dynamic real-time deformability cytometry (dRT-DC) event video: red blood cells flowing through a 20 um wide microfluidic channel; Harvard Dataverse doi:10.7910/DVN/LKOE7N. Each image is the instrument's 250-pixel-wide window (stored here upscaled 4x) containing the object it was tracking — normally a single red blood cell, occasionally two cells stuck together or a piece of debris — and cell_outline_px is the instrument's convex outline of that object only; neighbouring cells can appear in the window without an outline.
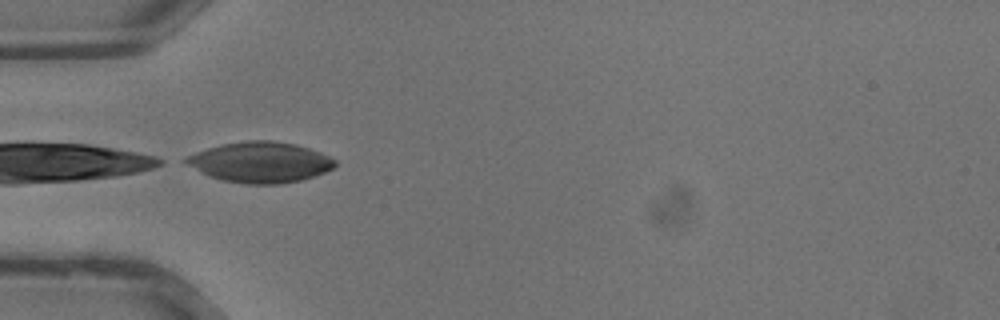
{"species": "common noctule bat (a hibernating species)", "species_latin": "Nyctalus noctula", "temperature_condition": "warm", "stored_images_in_passage": 4, "camera_frame_rate_fps": 3000, "um_per_image_px": 0.085, "animal": {"sex": "male", "body_mass_g": 13.3}, "frame": {"image": 1, "passage_image": 2, "time_ms": 0.333, "image_size_px": [1000, 320], "cell_outline_px": [[336, 164], [332, 168], [324, 172], [300, 180], [280, 184], [244, 184], [220, 180], [184, 164], [180, 160], [196, 152], [208, 148], [224, 144], [244, 140], [272, 140], [296, 144], [320, 152], [336, 160]], "centroid_in_image_um": [22.09, 13.78], "position_along_channel_um": 62.9, "area_um2": 35.2}}
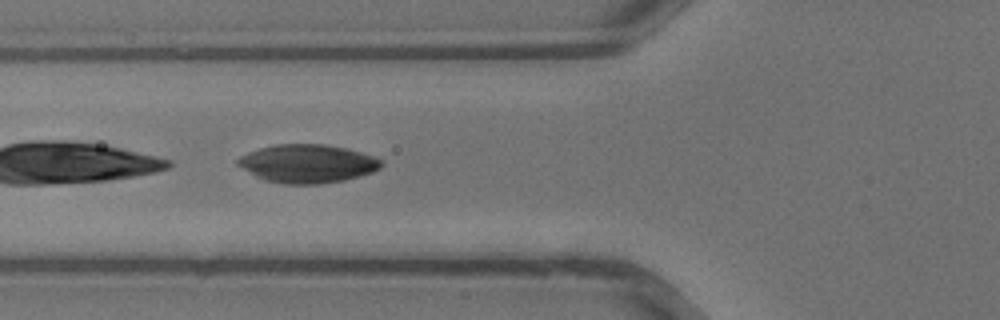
{"frame": {"image": 2, "passage_image": 4, "time_ms": 1.0, "image_size_px": [1000, 320], "cell_outline_px": [[384, 164], [380, 168], [372, 172], [344, 180], [320, 184], [284, 184], [268, 180], [256, 176], [236, 164], [236, 160], [240, 156], [248, 152], [260, 148], [276, 144], [324, 144], [348, 148], [384, 160]], "centroid_in_image_um": [26.15, 13.9], "position_along_channel_um": 99.6, "area_um2": 32.02}}